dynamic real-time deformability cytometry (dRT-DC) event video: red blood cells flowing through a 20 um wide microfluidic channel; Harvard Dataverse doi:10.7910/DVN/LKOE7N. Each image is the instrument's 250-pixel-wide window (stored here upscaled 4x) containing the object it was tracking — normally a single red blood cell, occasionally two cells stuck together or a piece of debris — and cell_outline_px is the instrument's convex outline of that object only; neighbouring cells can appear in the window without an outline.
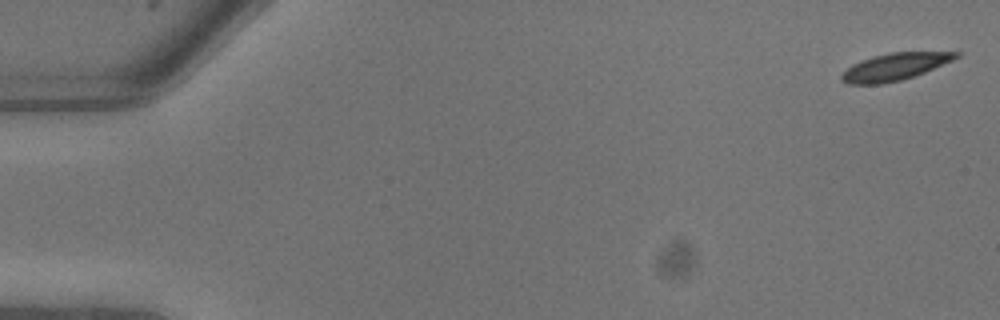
{"species": "common noctule bat (a hibernating species)", "species_latin": "Nyctalus noctula", "temperature_condition": "warm", "stored_images_in_passage": 9, "camera_frame_rate_fps": 3000, "um_per_image_px": 0.085, "animal": {"sex": "male", "body_mass_g": 13.3}, "frame": {"image": 1, "passage_image": 1, "time_ms": 0.0, "image_size_px": [1000, 320], "cell_outline_px": [[960, 56], [952, 60], [924, 72], [900, 80], [884, 84], [848, 84], [840, 80], [840, 76], [852, 64], [872, 56], [892, 52], [960, 52]], "centroid_in_image_um": [76.01, 5.68], "position_along_channel_um": 9.0, "area_um2": 17.86}}
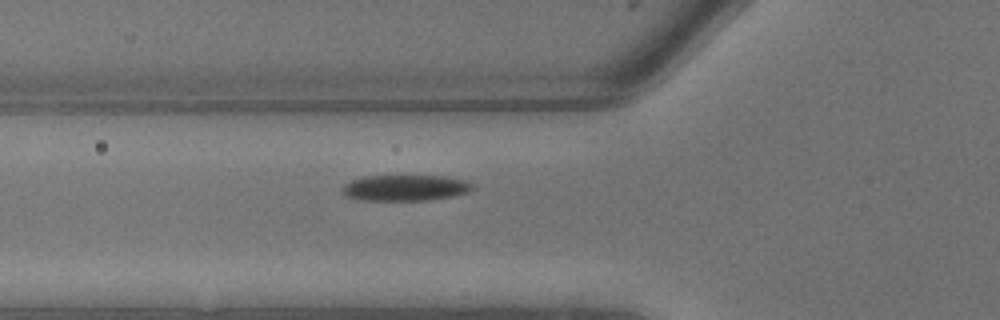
{"frame": {"image": 2, "passage_image": 9, "time_ms": 2.667, "image_size_px": [1000, 320], "cell_outline_px": [[476, 188], [468, 192], [456, 196], [432, 200], [360, 200], [344, 196], [340, 188], [344, 184], [352, 180], [364, 176], [444, 176], [468, 180]], "centroid_in_image_um": [34.47, 15.97], "position_along_channel_um": 91.3, "area_um2": 20.06}}